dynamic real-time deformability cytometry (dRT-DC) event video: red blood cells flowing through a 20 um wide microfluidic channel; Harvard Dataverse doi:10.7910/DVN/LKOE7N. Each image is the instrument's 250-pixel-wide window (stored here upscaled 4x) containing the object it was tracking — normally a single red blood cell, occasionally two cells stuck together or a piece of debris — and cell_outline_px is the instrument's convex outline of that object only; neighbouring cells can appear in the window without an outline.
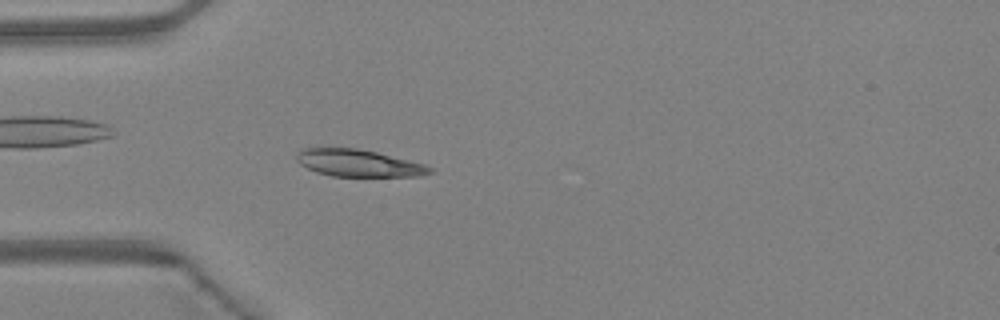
{"species": "Egyptian fruit bat (a non-hibernating species)", "species_latin": "Rousettus aegyptiacus", "temperature_condition": "warm", "stored_images_in_passage": 47, "camera_frame_rate_fps": 3000, "um_per_image_px": 0.085, "animal": {"sex": "female"}, "frame": {"image": 1, "passage_image": 14, "time_ms": 4.333, "image_size_px": [1000, 320], "cell_outline_px": [[432, 172], [420, 176], [332, 176], [316, 172], [300, 164], [296, 160], [296, 156], [304, 148], [356, 148], [376, 152], [424, 164], [432, 168]], "centroid_in_image_um": [30.46, 13.87], "position_along_channel_um": 54.5, "area_um2": 20.75}}
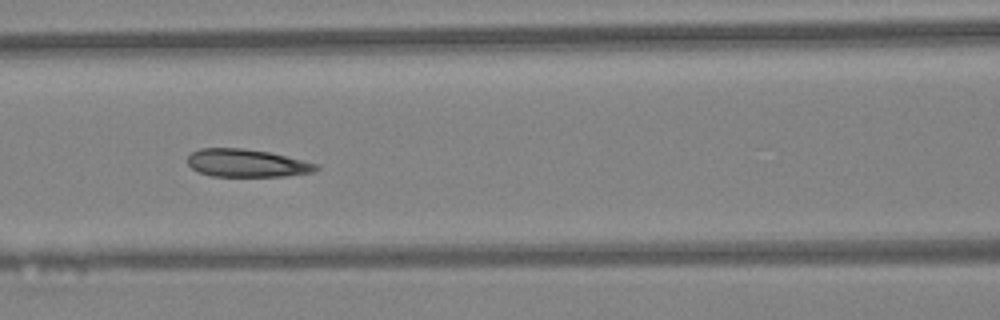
{"frame": {"image": 2, "passage_image": 21, "time_ms": 6.667, "image_size_px": [1000, 320], "cell_outline_px": [[320, 168], [316, 172], [284, 176], [212, 176], [200, 172], [192, 168], [188, 164], [188, 156], [192, 152], [200, 148], [244, 148], [268, 152], [320, 164]], "centroid_in_image_um": [21.01, 13.86], "position_along_channel_um": 145.6, "area_um2": 20.87}}
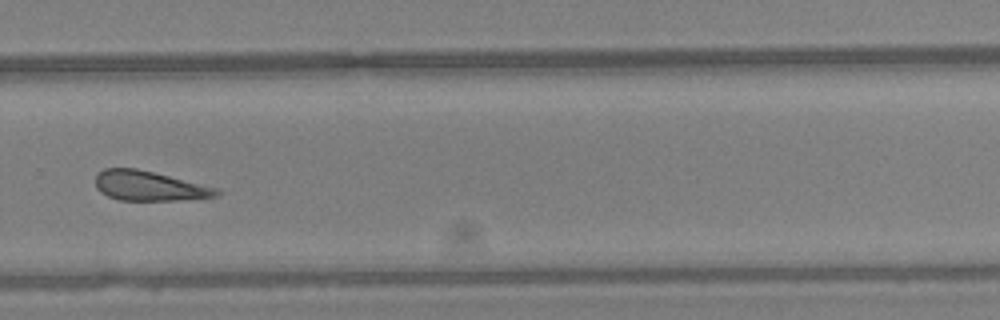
{"frame": {"image": 3, "passage_image": 33, "time_ms": 10.667, "image_size_px": [1000, 320], "cell_outline_px": [[220, 192], [216, 196], [176, 200], [120, 200], [108, 196], [100, 192], [96, 188], [96, 176], [104, 168], [136, 168], [220, 188]], "centroid_in_image_um": [12.68, 15.8], "position_along_channel_um": 317.1, "area_um2": 20.81}, "authors_computed_cell_mechanics": {"area_um2": 21.8484, "velocity_mm_per_s": 4.3021, "shape_relaxation_time_tau1_ms": 3.6398, "shape_relaxation_time_tau2_ms": 5.2462, "deformation_change_tau1": 0.0699, "deformation_change_tau2": 0.137}}